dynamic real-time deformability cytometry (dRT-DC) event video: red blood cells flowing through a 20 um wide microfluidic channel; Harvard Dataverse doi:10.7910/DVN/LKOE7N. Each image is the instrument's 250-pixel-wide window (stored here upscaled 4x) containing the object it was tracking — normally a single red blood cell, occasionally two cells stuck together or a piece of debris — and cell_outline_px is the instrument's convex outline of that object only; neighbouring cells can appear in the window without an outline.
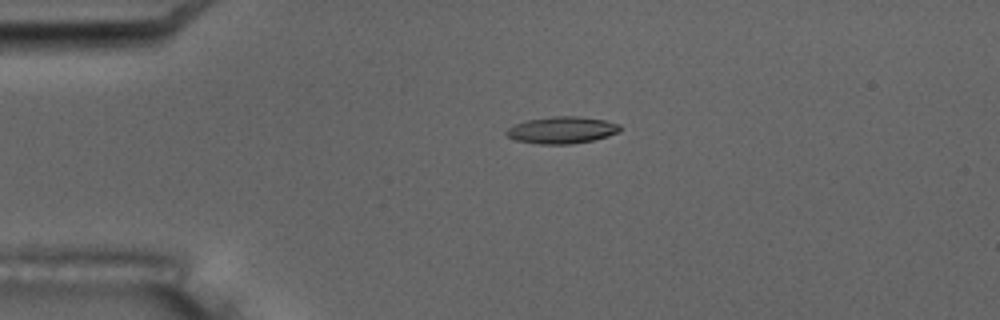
{"species": "common noctule bat (a hibernating species)", "species_latin": "Nyctalus noctula", "temperature_condition": "room temperature", "stored_images_in_passage": 2, "camera_frame_rate_fps": 3000, "um_per_image_px": 0.085, "animal": {"sex": "male", "body_mass_g": 17.5, "forearm_length_mm": 52.3}, "frame": {"image": 1, "passage_image": 1, "time_ms": 0.0, "image_size_px": [1000, 320], "cell_outline_px": [[620, 132], [608, 136], [592, 140], [572, 144], [540, 144], [516, 140], [508, 136], [504, 132], [512, 124], [524, 120], [552, 116], [580, 116], [604, 120], [620, 124]], "centroid_in_image_um": [47.74, 11.04], "position_along_channel_um": 37.3, "area_um2": 17.98}}